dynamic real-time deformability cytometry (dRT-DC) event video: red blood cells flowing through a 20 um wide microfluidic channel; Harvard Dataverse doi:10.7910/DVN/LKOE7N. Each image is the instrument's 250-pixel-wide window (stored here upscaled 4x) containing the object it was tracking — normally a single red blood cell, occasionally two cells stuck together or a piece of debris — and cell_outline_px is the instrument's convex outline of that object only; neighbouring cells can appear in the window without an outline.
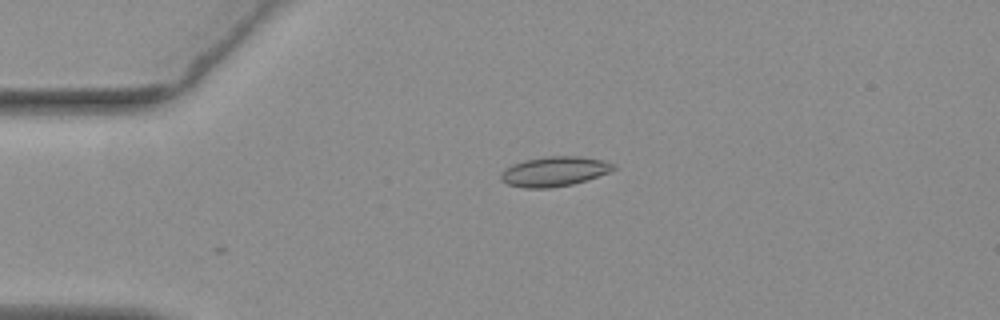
{"species": "common noctule bat (a hibernating species)", "species_latin": "Nyctalus noctula", "temperature_condition": "warm", "stored_images_in_passage": 2, "camera_frame_rate_fps": 3000, "um_per_image_px": 0.085, "animal": {"sex": "female", "body_mass_g": 19.3, "forearm_length_mm": 54.1}, "frame": {"image": 1, "passage_image": 2, "time_ms": 0.333, "image_size_px": [1000, 320], "cell_outline_px": [[616, 168], [608, 172], [572, 184], [552, 188], [524, 188], [508, 184], [500, 180], [500, 172], [504, 168], [512, 164], [524, 160], [544, 156], [580, 156], [604, 160], [616, 164]], "centroid_in_image_um": [47.08, 14.56], "position_along_channel_um": 37.9, "area_um2": 19.65}}